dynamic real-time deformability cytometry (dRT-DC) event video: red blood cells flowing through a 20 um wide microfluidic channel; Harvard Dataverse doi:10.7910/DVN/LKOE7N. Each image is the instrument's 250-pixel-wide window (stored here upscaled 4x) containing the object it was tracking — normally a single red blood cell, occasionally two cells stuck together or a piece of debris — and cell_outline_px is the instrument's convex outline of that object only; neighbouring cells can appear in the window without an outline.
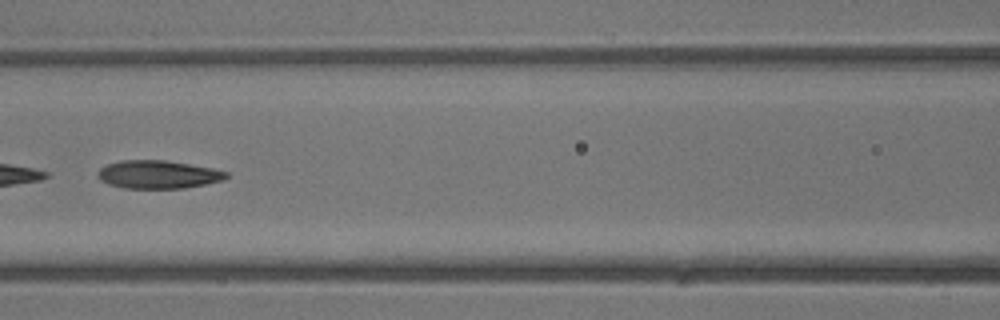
{"species": "common noctule bat (a hibernating species)", "species_latin": "Nyctalus noctula", "temperature_condition": "warm", "stored_images_in_passage": 33, "segment_of_instrument_passage": [2, 2], "camera_frame_rate_fps": 3000, "um_per_image_px": 0.085, "animal": {"sex": "male", "body_mass_g": 13.3}, "frame": {"image": 1, "passage_image": 13, "time_ms": 4.0, "image_size_px": [1000, 320], "cell_outline_px": [[228, 176], [224, 180], [184, 188], [124, 188], [108, 184], [100, 180], [96, 176], [96, 172], [100, 168], [108, 164], [120, 160], [164, 160], [212, 168], [228, 172]], "centroid_in_image_um": [13.4, 14.83], "position_along_channel_um": 153.2, "area_um2": 21.04}}
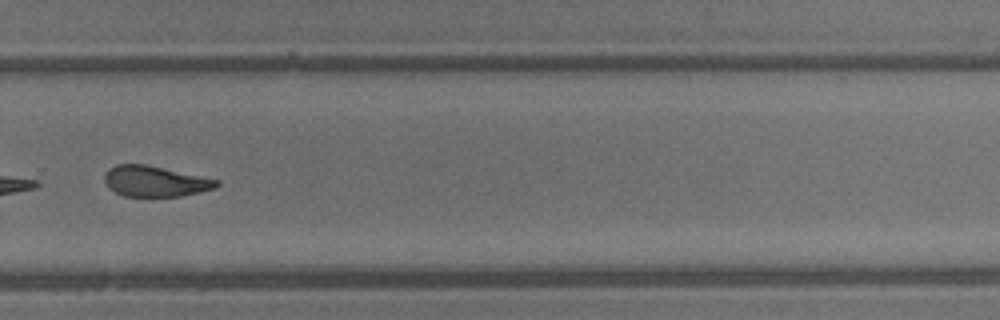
{"frame": {"image": 2, "passage_image": 22, "time_ms": 7.0, "image_size_px": [1000, 320], "cell_outline_px": [[220, 184], [216, 188], [200, 192], [180, 196], [124, 196], [108, 188], [104, 180], [104, 176], [108, 168], [116, 164], [148, 164], [220, 180]], "centroid_in_image_um": [13.19, 15.4], "position_along_channel_um": 316.6, "area_um2": 20.23}}
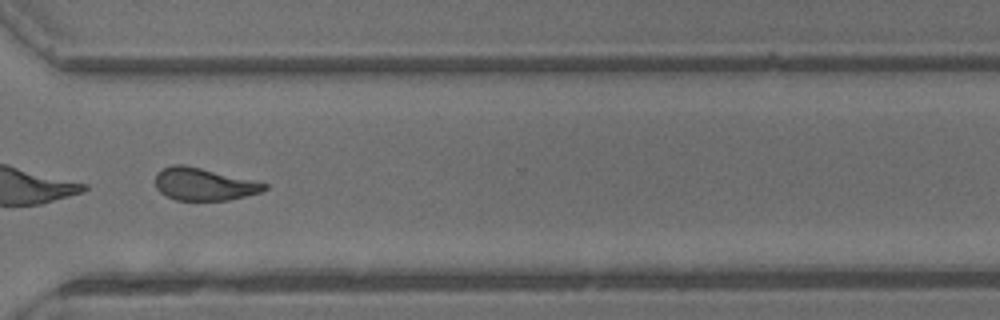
{"frame": {"image": 3, "passage_image": 24, "time_ms": 7.667, "image_size_px": [1000, 320], "cell_outline_px": [[268, 188], [260, 192], [228, 200], [176, 200], [160, 192], [156, 188], [156, 172], [172, 164], [184, 164], [268, 184]], "centroid_in_image_um": [17.29, 15.65], "position_along_channel_um": 353.3, "area_um2": 20.35}}